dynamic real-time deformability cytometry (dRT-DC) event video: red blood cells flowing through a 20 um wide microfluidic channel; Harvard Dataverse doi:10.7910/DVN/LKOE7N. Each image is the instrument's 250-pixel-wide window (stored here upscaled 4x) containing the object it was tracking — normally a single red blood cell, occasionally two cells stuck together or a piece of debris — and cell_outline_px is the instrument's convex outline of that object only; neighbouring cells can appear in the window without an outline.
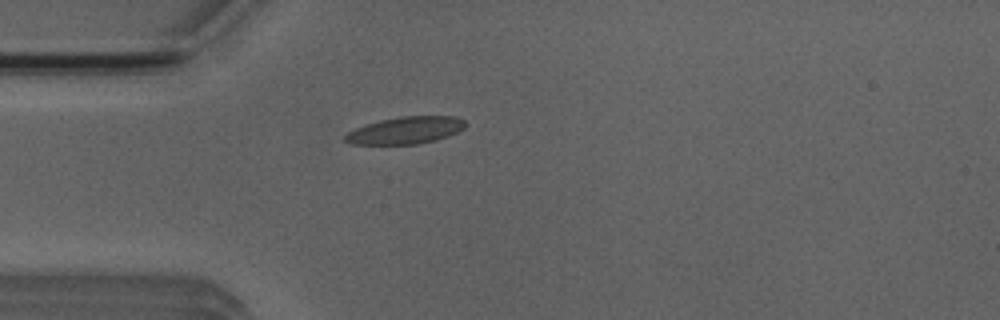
{"species": "Egyptian fruit bat (a non-hibernating species)", "species_latin": "Rousettus aegyptiacus", "temperature_condition": "room temperature", "stored_images_in_passage": 4, "camera_frame_rate_fps": 3000, "um_per_image_px": 0.085, "animal": {"sex": "male"}, "frame": {"image": 1, "passage_image": 4, "time_ms": 3.333, "image_size_px": [1000, 320], "cell_outline_px": [[464, 128], [448, 136], [436, 140], [416, 144], [348, 144], [344, 140], [344, 136], [348, 132], [356, 128], [380, 120], [400, 116], [456, 116], [464, 120]], "centroid_in_image_um": [34.46, 11.08], "position_along_channel_um": 50.5, "area_um2": 18.9}}